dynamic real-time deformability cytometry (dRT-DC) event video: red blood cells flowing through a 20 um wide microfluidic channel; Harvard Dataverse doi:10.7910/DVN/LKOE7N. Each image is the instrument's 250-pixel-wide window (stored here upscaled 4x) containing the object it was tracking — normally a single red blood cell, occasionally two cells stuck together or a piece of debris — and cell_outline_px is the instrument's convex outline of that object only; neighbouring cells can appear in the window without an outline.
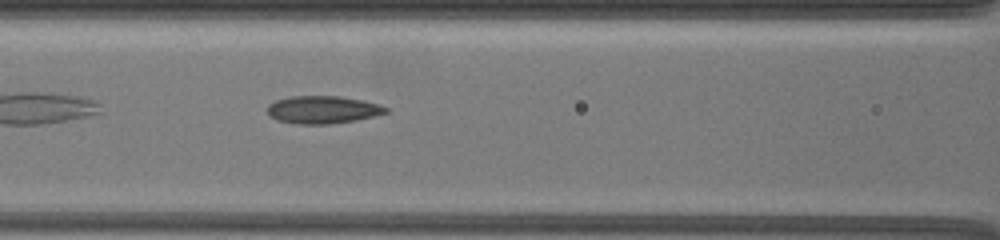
{"species": "common noctule bat (a hibernating species)", "species_latin": "Nyctalus noctula", "temperature_condition": "warm", "stored_images_in_passage": 45, "camera_frame_rate_fps": 3000, "um_per_image_px": 0.085, "animal": {"sex": "female", "body_mass_g": 19.5, "forearm_length_mm": 54.1}, "frame": {"image": 1, "passage_image": 18, "time_ms": 2.333, "image_size_px": [1000, 240], "cell_outline_px": [[388, 112], [376, 116], [356, 120], [332, 124], [296, 124], [276, 120], [268, 116], [268, 104], [276, 100], [288, 96], [340, 96], [364, 100], [380, 104], [388, 108]], "centroid_in_image_um": [27.44, 9.32], "position_along_channel_um": 139.2, "area_um2": 19.42}}
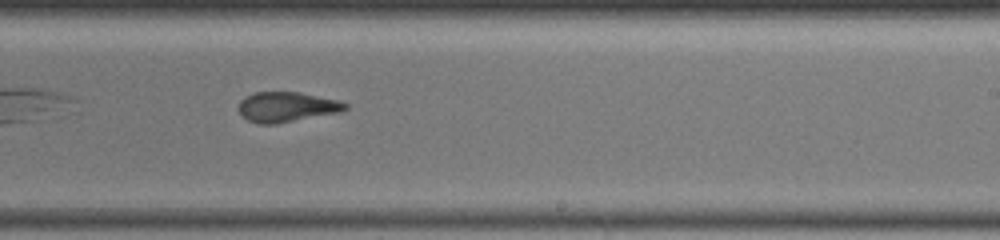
{"frame": {"image": 2, "passage_image": 34, "time_ms": 6.0, "image_size_px": [1000, 240], "cell_outline_px": [[348, 108], [340, 112], [276, 124], [256, 124], [240, 116], [240, 100], [244, 96], [256, 92], [300, 92], [336, 100], [348, 104]], "centroid_in_image_um": [24.34, 9.1], "position_along_channel_um": 264.7, "area_um2": 18.67}}
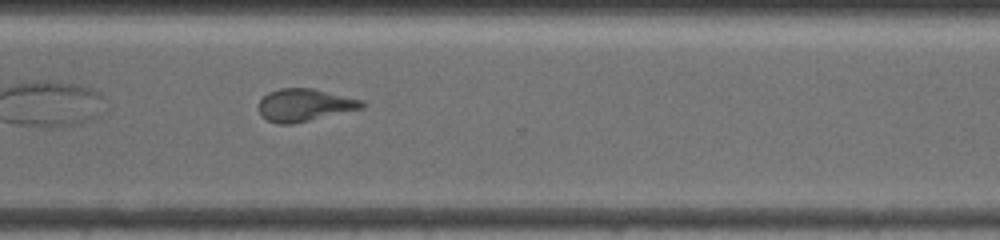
{"frame": {"image": 3, "passage_image": 44, "time_ms": 8.333, "image_size_px": [1000, 240], "cell_outline_px": [[364, 108], [292, 124], [280, 124], [268, 120], [256, 108], [260, 100], [268, 92], [280, 88], [312, 88], [364, 100]], "centroid_in_image_um": [25.89, 8.92], "position_along_channel_um": 344.7, "area_um2": 19.54}}